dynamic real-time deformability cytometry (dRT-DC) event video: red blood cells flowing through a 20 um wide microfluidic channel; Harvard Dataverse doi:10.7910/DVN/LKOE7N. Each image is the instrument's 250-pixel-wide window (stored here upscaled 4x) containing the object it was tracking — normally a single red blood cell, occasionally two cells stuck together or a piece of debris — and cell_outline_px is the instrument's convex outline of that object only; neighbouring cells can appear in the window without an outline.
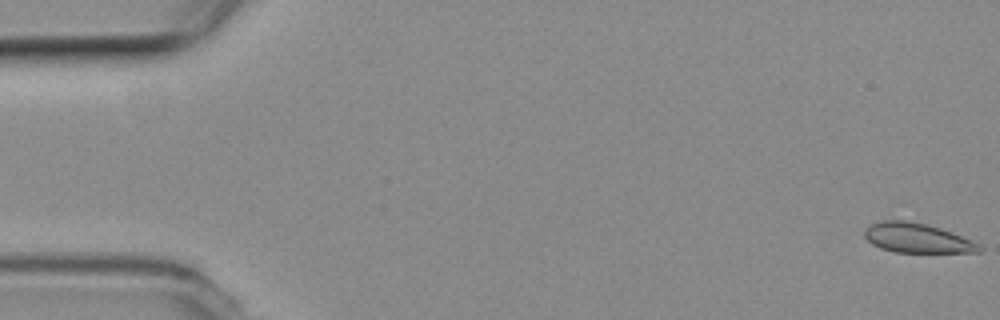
{"species": "common noctule bat (a hibernating species)", "species_latin": "Nyctalus noctula", "temperature_condition": "room temperature", "stored_images_in_passage": 16, "camera_frame_rate_fps": 3000, "um_per_image_px": 0.085, "animal": {"sex": "female", "body_mass_g": 19.3, "forearm_length_mm": 54.1}, "frame": {"image": 1, "passage_image": 1, "time_ms": 0.0, "image_size_px": [1000, 320], "cell_outline_px": [[984, 248], [980, 252], [892, 252], [880, 248], [872, 244], [864, 236], [864, 228], [868, 224], [880, 220], [904, 220], [924, 224], [940, 228], [952, 232], [972, 240], [980, 244]], "centroid_in_image_um": [77.92, 20.23], "position_along_channel_um": 7.1, "area_um2": 19.94}}